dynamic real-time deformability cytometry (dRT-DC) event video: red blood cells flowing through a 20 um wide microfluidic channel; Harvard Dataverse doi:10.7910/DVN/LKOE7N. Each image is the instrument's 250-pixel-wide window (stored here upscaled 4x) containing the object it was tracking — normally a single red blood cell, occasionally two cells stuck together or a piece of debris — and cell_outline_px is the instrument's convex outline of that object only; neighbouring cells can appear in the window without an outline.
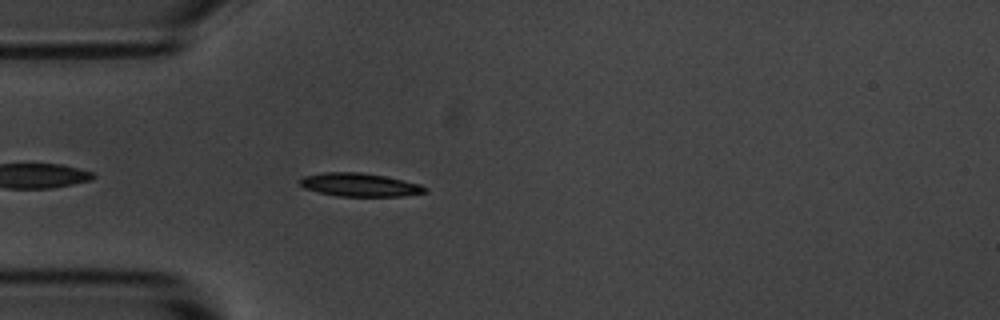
{"species": "common noctule bat (a hibernating species)", "species_latin": "Nyctalus noctula", "temperature_condition": "room temperature", "stored_images_in_passage": 44, "camera_frame_rate_fps": 3000, "um_per_image_px": 0.085, "animal": {"sex": "male", "body_mass_g": 20.1, "forearm_length_mm": 53.5}, "frame": {"image": 1, "passage_image": 4, "time_ms": 1.0, "image_size_px": [1000, 320], "cell_outline_px": [[428, 192], [404, 196], [336, 196], [304, 188], [300, 184], [300, 180], [304, 176], [324, 172], [360, 172], [384, 176], [420, 184], [428, 188]], "centroid_in_image_um": [30.6, 15.71], "position_along_channel_um": 54.4, "area_um2": 16.94}}
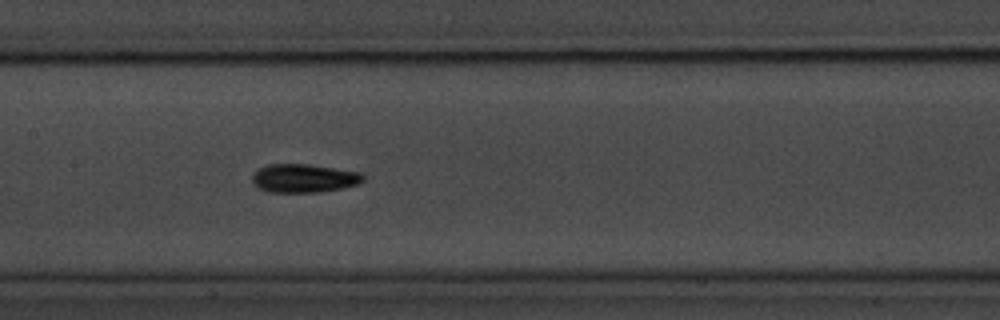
{"frame": {"image": 2, "passage_image": 15, "time_ms": 4.667, "image_size_px": [1000, 320], "cell_outline_px": [[364, 180], [360, 184], [320, 192], [268, 192], [256, 188], [252, 184], [252, 176], [260, 168], [268, 164], [308, 164], [360, 172], [364, 176]], "centroid_in_image_um": [25.81, 15.16], "position_along_channel_um": 181.6, "area_um2": 18.5}}
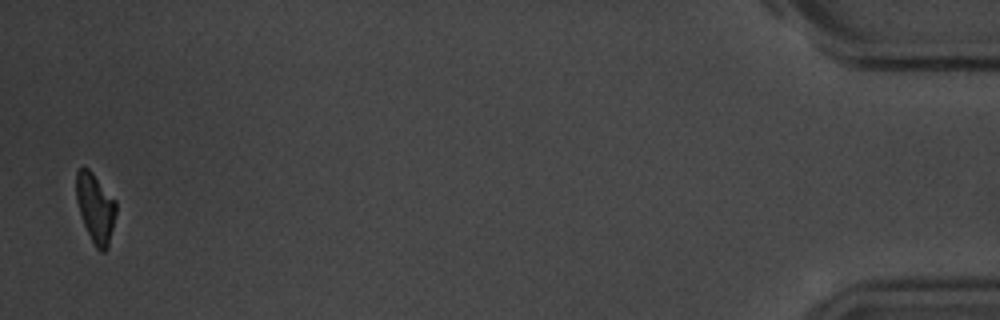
{"frame": {"image": 3, "passage_image": 43, "time_ms": 14.0, "image_size_px": [1000, 320], "cell_outline_px": [[116, 212], [108, 248], [104, 252], [100, 252], [96, 248], [84, 224], [76, 200], [76, 172], [80, 168], [88, 168], [92, 172], [116, 200]], "centroid_in_image_um": [8.12, 17.67], "position_along_channel_um": 427.1, "area_um2": 15.95}, "authors_computed_cell_mechanics": {"area_um2": 17.1666, "velocity_mm_per_s": 3.606, "shape_relaxation_time_tau1_ms": 3.2137, "shape_relaxation_time_tau2_ms": 3.2882, "deformation_change_tau1": 0.1469, "deformation_change_tau2": 0.0893}}